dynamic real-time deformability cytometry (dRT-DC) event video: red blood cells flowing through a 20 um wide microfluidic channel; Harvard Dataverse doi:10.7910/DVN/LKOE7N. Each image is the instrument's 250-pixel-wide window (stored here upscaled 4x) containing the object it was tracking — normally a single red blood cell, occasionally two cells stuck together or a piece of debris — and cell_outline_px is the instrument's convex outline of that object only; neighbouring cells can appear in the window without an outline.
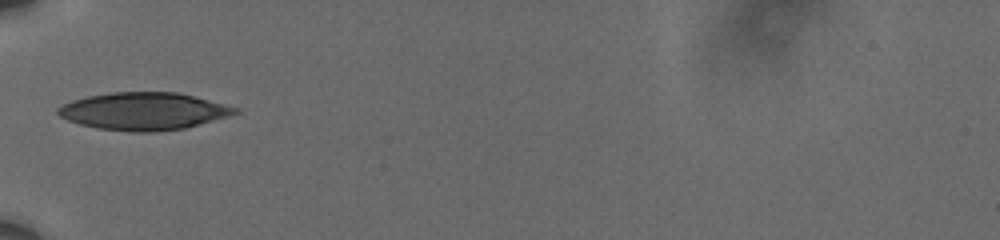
{"species": "human", "species_latin": "Homo sapiens", "temperature_condition": "cold", "stored_images_in_passage": 7, "camera_frame_rate_fps": 3000, "um_per_image_px": 0.085, "donor": {"sex": "male"}, "frame": {"image": 1, "passage_image": 1, "time_ms": 0.0, "image_size_px": [1000, 240], "cell_outline_px": [[240, 112], [228, 116], [184, 128], [152, 132], [132, 132], [96, 128], [80, 124], [68, 120], [60, 116], [56, 112], [56, 108], [72, 100], [88, 96], [112, 92], [176, 92], [240, 108]], "centroid_in_image_um": [12.18, 9.45], "position_along_channel_um": 72.8, "area_um2": 38.44}}
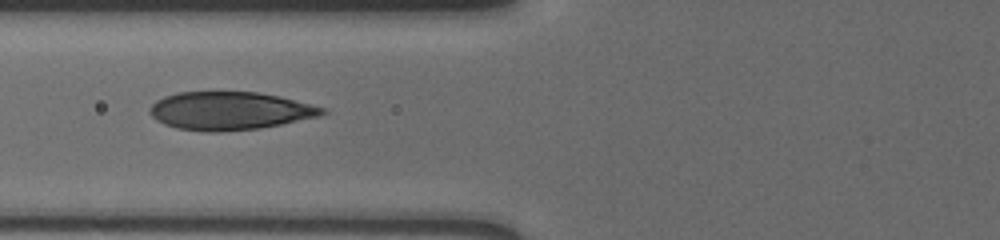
{"frame": {"image": 2, "passage_image": 4, "time_ms": 1.0, "image_size_px": [1000, 240], "cell_outline_px": [[328, 112], [320, 116], [260, 128], [212, 132], [208, 132], [176, 128], [164, 124], [156, 120], [148, 112], [152, 104], [156, 100], [164, 96], [176, 92], [256, 92], [280, 96], [324, 108]], "centroid_in_image_um": [19.49, 9.42], "position_along_channel_um": 106.3, "area_um2": 38.15}}
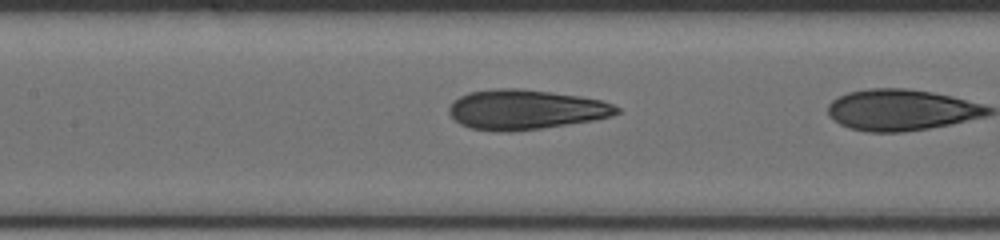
{"frame": {"image": 3, "passage_image": 6, "time_ms": 1.667, "image_size_px": [1000, 240], "cell_outline_px": [[620, 112], [612, 116], [592, 120], [540, 128], [508, 132], [496, 132], [472, 128], [460, 124], [448, 112], [448, 108], [460, 96], [468, 92], [492, 88], [520, 88], [552, 92], [600, 100], [612, 104], [620, 108]], "centroid_in_image_um": [44.64, 9.31], "position_along_channel_um": 162.8, "area_um2": 38.67}}